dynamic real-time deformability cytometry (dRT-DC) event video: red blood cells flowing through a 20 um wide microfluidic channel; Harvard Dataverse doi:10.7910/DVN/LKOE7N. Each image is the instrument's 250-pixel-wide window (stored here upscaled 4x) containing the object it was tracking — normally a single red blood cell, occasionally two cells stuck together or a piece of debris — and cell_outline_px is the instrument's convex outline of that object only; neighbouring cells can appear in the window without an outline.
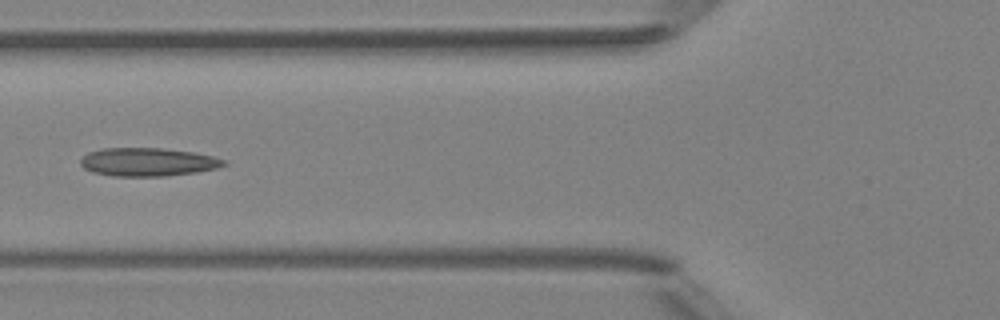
{"species": "Egyptian fruit bat (a non-hibernating species)", "species_latin": "Rousettus aegyptiacus", "temperature_condition": "room temperature", "stored_images_in_passage": 7, "camera_frame_rate_fps": 3000, "um_per_image_px": 0.085, "animal": {"sex": "female"}, "frame": {"image": 1, "passage_image": 6, "time_ms": 6.0, "image_size_px": [1000, 320], "cell_outline_px": [[228, 164], [216, 168], [196, 172], [164, 176], [112, 176], [92, 172], [84, 168], [80, 164], [80, 160], [88, 152], [104, 148], [164, 148], [192, 152], [212, 156], [228, 160]], "centroid_in_image_um": [12.57, 13.77], "position_along_channel_um": 113.2, "area_um2": 23.7}}
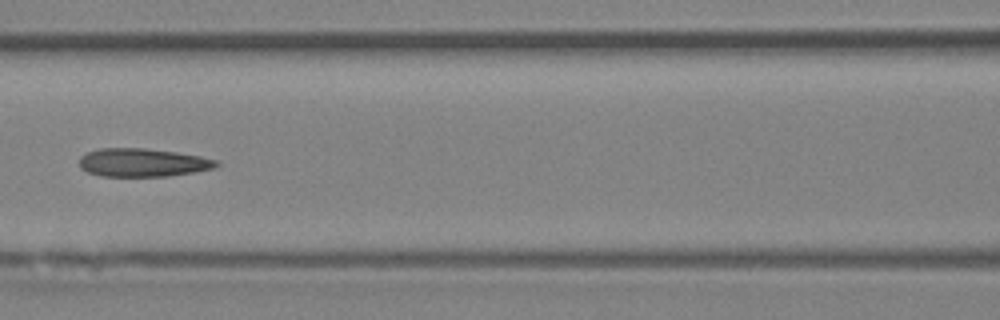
{"frame": {"image": 2, "passage_image": 7, "time_ms": 7.0, "image_size_px": [1000, 320], "cell_outline_px": [[220, 164], [212, 168], [196, 172], [168, 176], [100, 176], [88, 172], [80, 168], [80, 156], [88, 152], [100, 148], [144, 148], [176, 152], [200, 156], [216, 160]], "centroid_in_image_um": [12.12, 13.82], "position_along_channel_um": 154.5, "area_um2": 22.54}}